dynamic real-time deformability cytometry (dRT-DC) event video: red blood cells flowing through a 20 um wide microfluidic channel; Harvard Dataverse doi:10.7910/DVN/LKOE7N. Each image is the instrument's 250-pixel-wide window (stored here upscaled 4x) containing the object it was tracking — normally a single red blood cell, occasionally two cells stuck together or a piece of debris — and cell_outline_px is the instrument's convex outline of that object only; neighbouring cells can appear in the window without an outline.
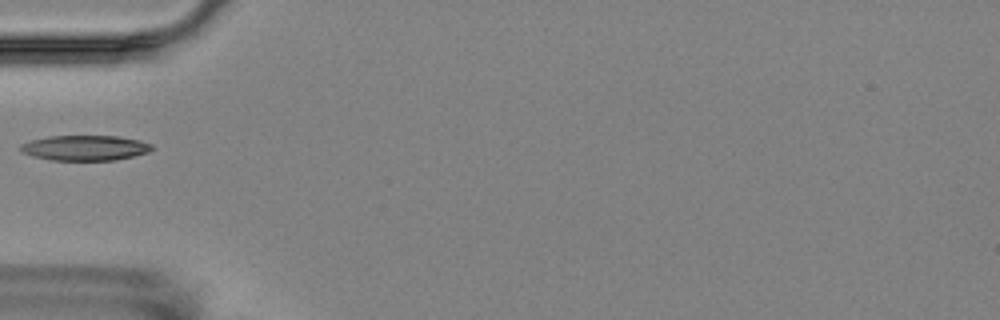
{"species": "Egyptian fruit bat (a non-hibernating species)", "species_latin": "Rousettus aegyptiacus", "temperature_condition": "room temperature", "stored_images_in_passage": 2, "camera_frame_rate_fps": 3000, "um_per_image_px": 0.085, "animal": {"sex": "female"}, "frame": {"image": 1, "passage_image": 2, "time_ms": 1.0, "image_size_px": [1000, 320], "cell_outline_px": [[156, 148], [148, 152], [116, 160], [52, 160], [32, 156], [20, 152], [20, 144], [32, 140], [48, 136], [120, 136], [140, 140], [152, 144]], "centroid_in_image_um": [7.24, 12.56], "position_along_channel_um": 77.8, "area_um2": 19.42}}